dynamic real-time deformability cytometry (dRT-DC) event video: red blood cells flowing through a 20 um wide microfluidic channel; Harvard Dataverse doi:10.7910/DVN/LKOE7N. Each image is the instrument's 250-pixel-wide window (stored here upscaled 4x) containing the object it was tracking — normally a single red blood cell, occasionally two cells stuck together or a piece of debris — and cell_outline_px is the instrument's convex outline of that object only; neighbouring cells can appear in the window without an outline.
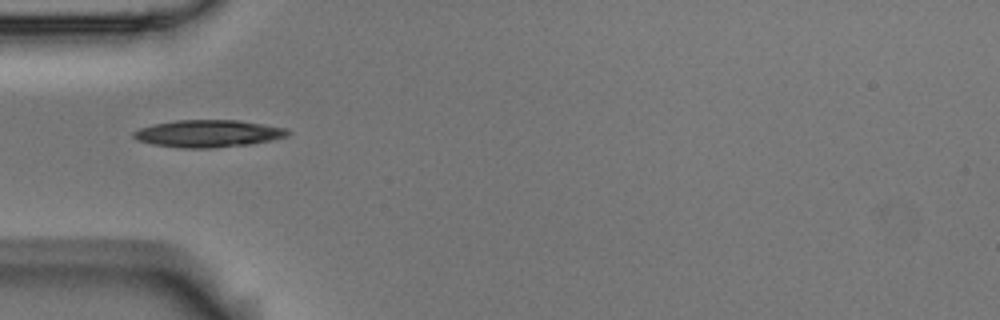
{"species": "Egyptian fruit bat (a non-hibernating species)", "species_latin": "Rousettus aegyptiacus", "temperature_condition": "room temperature", "stored_images_in_passage": 5, "camera_frame_rate_fps": 3000, "um_per_image_px": 0.085, "animal": {"sex": "male"}, "frame": {"image": 1, "passage_image": 1, "time_ms": 0.0, "image_size_px": [1000, 320], "cell_outline_px": [[292, 132], [288, 136], [272, 140], [248, 144], [212, 148], [180, 148], [152, 144], [136, 140], [132, 136], [132, 132], [140, 128], [152, 124], [176, 120], [240, 120], [284, 128]], "centroid_in_image_um": [17.66, 11.35], "position_along_channel_um": 67.3, "area_um2": 24.57}}